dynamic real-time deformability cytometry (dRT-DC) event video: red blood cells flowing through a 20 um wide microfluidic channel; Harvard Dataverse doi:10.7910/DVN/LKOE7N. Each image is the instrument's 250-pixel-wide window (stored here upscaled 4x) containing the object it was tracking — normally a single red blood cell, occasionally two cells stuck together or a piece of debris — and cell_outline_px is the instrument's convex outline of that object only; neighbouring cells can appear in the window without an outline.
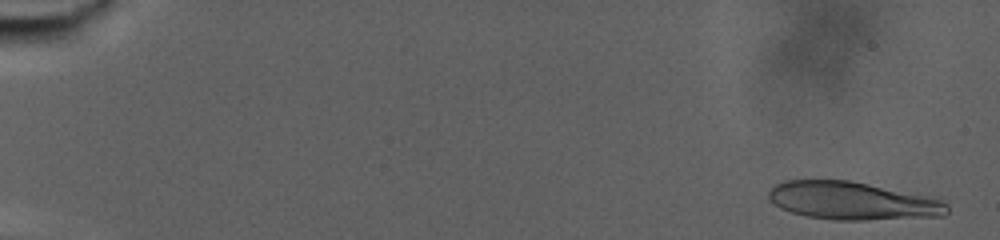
{"species": "human", "species_latin": "Homo sapiens", "temperature_condition": "warm", "stored_images_in_passage": 78, "camera_frame_rate_fps": 3000, "um_per_image_px": 0.085, "donor": {"sex": "male"}, "frame": {"image": 1, "passage_image": 3, "time_ms": 0.667, "image_size_px": [1000, 240], "cell_outline_px": [[948, 212], [944, 216], [864, 220], [832, 220], [804, 216], [780, 208], [768, 200], [768, 192], [776, 184], [784, 180], [848, 180], [868, 184], [924, 196], [940, 200], [948, 204]], "centroid_in_image_um": [72.4, 17.08], "position_along_channel_um": 12.6, "area_um2": 39.25}}
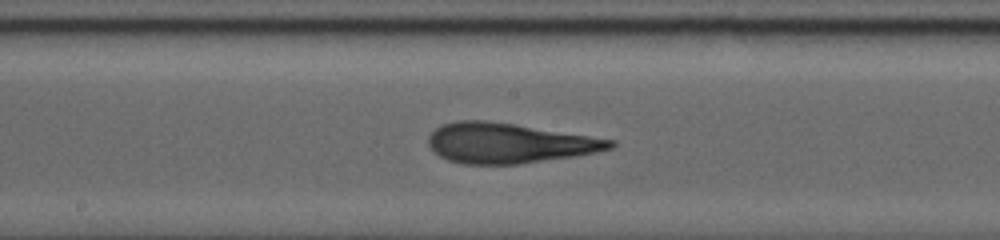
{"frame": {"image": 2, "passage_image": 44, "time_ms": 14.333, "image_size_px": [1000, 240], "cell_outline_px": [[616, 144], [612, 148], [596, 152], [576, 156], [520, 164], [464, 164], [448, 160], [432, 152], [428, 144], [428, 136], [436, 128], [444, 124], [460, 120], [480, 120], [512, 124], [616, 140]], "centroid_in_image_um": [43.24, 12.18], "position_along_channel_um": 205.0, "area_um2": 42.19}}
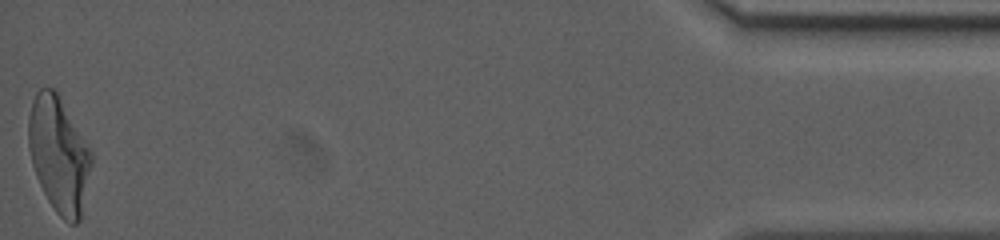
{"frame": {"image": 3, "passage_image": 78, "time_ms": 25.667, "image_size_px": [1000, 240], "cell_outline_px": [[92, 164], [80, 220], [76, 224], [72, 224], [64, 220], [56, 212], [48, 200], [36, 176], [32, 164], [28, 148], [28, 116], [32, 100], [36, 92], [40, 88], [52, 88], [56, 92], [92, 152]], "centroid_in_image_um": [4.98, 13.16], "position_along_channel_um": 430.2, "area_um2": 42.02}, "authors_computed_cell_mechanics": {"area_um2": 41.0091, "velocity_mm_per_s": 2.7093, "shape_relaxation_time_tau1_ms": 9.9345, "shape_relaxation_time_tau2_ms": 2.1523, "deformation_change_tau1": 0.2944, "deformation_change_tau2": 0.1284}}